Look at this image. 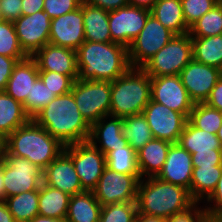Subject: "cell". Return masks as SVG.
Listing matches in <instances>:
<instances>
[{
	"mask_svg": "<svg viewBox=\"0 0 222 222\" xmlns=\"http://www.w3.org/2000/svg\"><path fill=\"white\" fill-rule=\"evenodd\" d=\"M31 119L64 146L89 140L91 125L78 110L71 91L56 96Z\"/></svg>",
	"mask_w": 222,
	"mask_h": 222,
	"instance_id": "obj_1",
	"label": "cell"
},
{
	"mask_svg": "<svg viewBox=\"0 0 222 222\" xmlns=\"http://www.w3.org/2000/svg\"><path fill=\"white\" fill-rule=\"evenodd\" d=\"M76 58L77 80L114 81L131 67L128 48L114 42L84 41Z\"/></svg>",
	"mask_w": 222,
	"mask_h": 222,
	"instance_id": "obj_2",
	"label": "cell"
},
{
	"mask_svg": "<svg viewBox=\"0 0 222 222\" xmlns=\"http://www.w3.org/2000/svg\"><path fill=\"white\" fill-rule=\"evenodd\" d=\"M136 203L137 214L168 219L187 211L196 202L188 189L157 177H148L139 181Z\"/></svg>",
	"mask_w": 222,
	"mask_h": 222,
	"instance_id": "obj_3",
	"label": "cell"
},
{
	"mask_svg": "<svg viewBox=\"0 0 222 222\" xmlns=\"http://www.w3.org/2000/svg\"><path fill=\"white\" fill-rule=\"evenodd\" d=\"M64 145L32 119L7 136V152L28 159L44 170L62 151Z\"/></svg>",
	"mask_w": 222,
	"mask_h": 222,
	"instance_id": "obj_4",
	"label": "cell"
},
{
	"mask_svg": "<svg viewBox=\"0 0 222 222\" xmlns=\"http://www.w3.org/2000/svg\"><path fill=\"white\" fill-rule=\"evenodd\" d=\"M151 100V77L141 67H130L111 81V116L141 114Z\"/></svg>",
	"mask_w": 222,
	"mask_h": 222,
	"instance_id": "obj_5",
	"label": "cell"
},
{
	"mask_svg": "<svg viewBox=\"0 0 222 222\" xmlns=\"http://www.w3.org/2000/svg\"><path fill=\"white\" fill-rule=\"evenodd\" d=\"M192 59L191 36L186 33L175 35L141 68L150 77L179 75Z\"/></svg>",
	"mask_w": 222,
	"mask_h": 222,
	"instance_id": "obj_6",
	"label": "cell"
},
{
	"mask_svg": "<svg viewBox=\"0 0 222 222\" xmlns=\"http://www.w3.org/2000/svg\"><path fill=\"white\" fill-rule=\"evenodd\" d=\"M71 92L78 110L90 125L110 114L111 81L76 80Z\"/></svg>",
	"mask_w": 222,
	"mask_h": 222,
	"instance_id": "obj_7",
	"label": "cell"
},
{
	"mask_svg": "<svg viewBox=\"0 0 222 222\" xmlns=\"http://www.w3.org/2000/svg\"><path fill=\"white\" fill-rule=\"evenodd\" d=\"M3 180L5 195L11 197L21 192L39 190L43 183V170L28 159L5 153Z\"/></svg>",
	"mask_w": 222,
	"mask_h": 222,
	"instance_id": "obj_8",
	"label": "cell"
},
{
	"mask_svg": "<svg viewBox=\"0 0 222 222\" xmlns=\"http://www.w3.org/2000/svg\"><path fill=\"white\" fill-rule=\"evenodd\" d=\"M174 36L173 32L150 14L145 26L128 47L131 67H142Z\"/></svg>",
	"mask_w": 222,
	"mask_h": 222,
	"instance_id": "obj_9",
	"label": "cell"
},
{
	"mask_svg": "<svg viewBox=\"0 0 222 222\" xmlns=\"http://www.w3.org/2000/svg\"><path fill=\"white\" fill-rule=\"evenodd\" d=\"M64 151L72 159L82 188L92 191L106 166V156L90 141L66 145Z\"/></svg>",
	"mask_w": 222,
	"mask_h": 222,
	"instance_id": "obj_10",
	"label": "cell"
},
{
	"mask_svg": "<svg viewBox=\"0 0 222 222\" xmlns=\"http://www.w3.org/2000/svg\"><path fill=\"white\" fill-rule=\"evenodd\" d=\"M141 175L120 174L105 166L92 190L102 206L119 202H136Z\"/></svg>",
	"mask_w": 222,
	"mask_h": 222,
	"instance_id": "obj_11",
	"label": "cell"
},
{
	"mask_svg": "<svg viewBox=\"0 0 222 222\" xmlns=\"http://www.w3.org/2000/svg\"><path fill=\"white\" fill-rule=\"evenodd\" d=\"M150 10L127 5L109 11L108 23L112 42L129 47L146 24Z\"/></svg>",
	"mask_w": 222,
	"mask_h": 222,
	"instance_id": "obj_12",
	"label": "cell"
},
{
	"mask_svg": "<svg viewBox=\"0 0 222 222\" xmlns=\"http://www.w3.org/2000/svg\"><path fill=\"white\" fill-rule=\"evenodd\" d=\"M142 114L149 124L153 137L170 143L178 142L180 134L188 121L184 114L171 110L152 99L146 105Z\"/></svg>",
	"mask_w": 222,
	"mask_h": 222,
	"instance_id": "obj_13",
	"label": "cell"
},
{
	"mask_svg": "<svg viewBox=\"0 0 222 222\" xmlns=\"http://www.w3.org/2000/svg\"><path fill=\"white\" fill-rule=\"evenodd\" d=\"M50 23L44 11L22 15L13 22L19 43L29 57L49 43Z\"/></svg>",
	"mask_w": 222,
	"mask_h": 222,
	"instance_id": "obj_14",
	"label": "cell"
},
{
	"mask_svg": "<svg viewBox=\"0 0 222 222\" xmlns=\"http://www.w3.org/2000/svg\"><path fill=\"white\" fill-rule=\"evenodd\" d=\"M151 99L187 118L194 106L179 75L151 77Z\"/></svg>",
	"mask_w": 222,
	"mask_h": 222,
	"instance_id": "obj_15",
	"label": "cell"
},
{
	"mask_svg": "<svg viewBox=\"0 0 222 222\" xmlns=\"http://www.w3.org/2000/svg\"><path fill=\"white\" fill-rule=\"evenodd\" d=\"M179 76L194 104L205 103L213 87L222 77V70L192 59Z\"/></svg>",
	"mask_w": 222,
	"mask_h": 222,
	"instance_id": "obj_16",
	"label": "cell"
},
{
	"mask_svg": "<svg viewBox=\"0 0 222 222\" xmlns=\"http://www.w3.org/2000/svg\"><path fill=\"white\" fill-rule=\"evenodd\" d=\"M84 41L83 2L74 11L51 20L49 43L76 51Z\"/></svg>",
	"mask_w": 222,
	"mask_h": 222,
	"instance_id": "obj_17",
	"label": "cell"
},
{
	"mask_svg": "<svg viewBox=\"0 0 222 222\" xmlns=\"http://www.w3.org/2000/svg\"><path fill=\"white\" fill-rule=\"evenodd\" d=\"M43 183L70 196L85 192L72 159L62 151L44 170Z\"/></svg>",
	"mask_w": 222,
	"mask_h": 222,
	"instance_id": "obj_18",
	"label": "cell"
},
{
	"mask_svg": "<svg viewBox=\"0 0 222 222\" xmlns=\"http://www.w3.org/2000/svg\"><path fill=\"white\" fill-rule=\"evenodd\" d=\"M32 58L36 61L39 71H54L77 80L76 51L70 48L46 44Z\"/></svg>",
	"mask_w": 222,
	"mask_h": 222,
	"instance_id": "obj_19",
	"label": "cell"
},
{
	"mask_svg": "<svg viewBox=\"0 0 222 222\" xmlns=\"http://www.w3.org/2000/svg\"><path fill=\"white\" fill-rule=\"evenodd\" d=\"M192 171L191 154L178 143H172L166 161L156 177L162 181L186 188L190 193Z\"/></svg>",
	"mask_w": 222,
	"mask_h": 222,
	"instance_id": "obj_20",
	"label": "cell"
},
{
	"mask_svg": "<svg viewBox=\"0 0 222 222\" xmlns=\"http://www.w3.org/2000/svg\"><path fill=\"white\" fill-rule=\"evenodd\" d=\"M123 118L106 115L91 125L89 140L105 156L128 145L122 133ZM98 143V144H97Z\"/></svg>",
	"mask_w": 222,
	"mask_h": 222,
	"instance_id": "obj_21",
	"label": "cell"
},
{
	"mask_svg": "<svg viewBox=\"0 0 222 222\" xmlns=\"http://www.w3.org/2000/svg\"><path fill=\"white\" fill-rule=\"evenodd\" d=\"M38 77L39 69L32 57L18 61L13 68L5 92L23 104Z\"/></svg>",
	"mask_w": 222,
	"mask_h": 222,
	"instance_id": "obj_22",
	"label": "cell"
},
{
	"mask_svg": "<svg viewBox=\"0 0 222 222\" xmlns=\"http://www.w3.org/2000/svg\"><path fill=\"white\" fill-rule=\"evenodd\" d=\"M172 143L153 138L137 152V163L141 178L156 177L167 158Z\"/></svg>",
	"mask_w": 222,
	"mask_h": 222,
	"instance_id": "obj_23",
	"label": "cell"
},
{
	"mask_svg": "<svg viewBox=\"0 0 222 222\" xmlns=\"http://www.w3.org/2000/svg\"><path fill=\"white\" fill-rule=\"evenodd\" d=\"M109 11L83 1V24L85 41L112 42L108 23Z\"/></svg>",
	"mask_w": 222,
	"mask_h": 222,
	"instance_id": "obj_24",
	"label": "cell"
},
{
	"mask_svg": "<svg viewBox=\"0 0 222 222\" xmlns=\"http://www.w3.org/2000/svg\"><path fill=\"white\" fill-rule=\"evenodd\" d=\"M150 13L175 35L189 32L185 23L181 0H157Z\"/></svg>",
	"mask_w": 222,
	"mask_h": 222,
	"instance_id": "obj_25",
	"label": "cell"
},
{
	"mask_svg": "<svg viewBox=\"0 0 222 222\" xmlns=\"http://www.w3.org/2000/svg\"><path fill=\"white\" fill-rule=\"evenodd\" d=\"M101 208L92 191L72 195L66 219L68 222H99Z\"/></svg>",
	"mask_w": 222,
	"mask_h": 222,
	"instance_id": "obj_26",
	"label": "cell"
},
{
	"mask_svg": "<svg viewBox=\"0 0 222 222\" xmlns=\"http://www.w3.org/2000/svg\"><path fill=\"white\" fill-rule=\"evenodd\" d=\"M30 120L31 117L26 113L22 103L5 91L0 92V131L2 133L8 136Z\"/></svg>",
	"mask_w": 222,
	"mask_h": 222,
	"instance_id": "obj_27",
	"label": "cell"
},
{
	"mask_svg": "<svg viewBox=\"0 0 222 222\" xmlns=\"http://www.w3.org/2000/svg\"><path fill=\"white\" fill-rule=\"evenodd\" d=\"M177 143L190 154L212 149L222 150V144L216 134L196 128L189 121L186 122Z\"/></svg>",
	"mask_w": 222,
	"mask_h": 222,
	"instance_id": "obj_28",
	"label": "cell"
},
{
	"mask_svg": "<svg viewBox=\"0 0 222 222\" xmlns=\"http://www.w3.org/2000/svg\"><path fill=\"white\" fill-rule=\"evenodd\" d=\"M222 174V166L193 167L190 196L196 203H203L215 190Z\"/></svg>",
	"mask_w": 222,
	"mask_h": 222,
	"instance_id": "obj_29",
	"label": "cell"
},
{
	"mask_svg": "<svg viewBox=\"0 0 222 222\" xmlns=\"http://www.w3.org/2000/svg\"><path fill=\"white\" fill-rule=\"evenodd\" d=\"M70 195L44 183L39 188V215L66 218Z\"/></svg>",
	"mask_w": 222,
	"mask_h": 222,
	"instance_id": "obj_30",
	"label": "cell"
},
{
	"mask_svg": "<svg viewBox=\"0 0 222 222\" xmlns=\"http://www.w3.org/2000/svg\"><path fill=\"white\" fill-rule=\"evenodd\" d=\"M195 61L222 70V34L208 37H191Z\"/></svg>",
	"mask_w": 222,
	"mask_h": 222,
	"instance_id": "obj_31",
	"label": "cell"
},
{
	"mask_svg": "<svg viewBox=\"0 0 222 222\" xmlns=\"http://www.w3.org/2000/svg\"><path fill=\"white\" fill-rule=\"evenodd\" d=\"M122 133L128 145L138 152L154 137L145 116L141 114L123 118Z\"/></svg>",
	"mask_w": 222,
	"mask_h": 222,
	"instance_id": "obj_32",
	"label": "cell"
},
{
	"mask_svg": "<svg viewBox=\"0 0 222 222\" xmlns=\"http://www.w3.org/2000/svg\"><path fill=\"white\" fill-rule=\"evenodd\" d=\"M4 201L16 222H29L39 215V190L21 192Z\"/></svg>",
	"mask_w": 222,
	"mask_h": 222,
	"instance_id": "obj_33",
	"label": "cell"
},
{
	"mask_svg": "<svg viewBox=\"0 0 222 222\" xmlns=\"http://www.w3.org/2000/svg\"><path fill=\"white\" fill-rule=\"evenodd\" d=\"M188 121L196 128L217 134L222 125V112L206 103H195Z\"/></svg>",
	"mask_w": 222,
	"mask_h": 222,
	"instance_id": "obj_34",
	"label": "cell"
},
{
	"mask_svg": "<svg viewBox=\"0 0 222 222\" xmlns=\"http://www.w3.org/2000/svg\"><path fill=\"white\" fill-rule=\"evenodd\" d=\"M191 37H208L222 34V3L216 4L189 27Z\"/></svg>",
	"mask_w": 222,
	"mask_h": 222,
	"instance_id": "obj_35",
	"label": "cell"
},
{
	"mask_svg": "<svg viewBox=\"0 0 222 222\" xmlns=\"http://www.w3.org/2000/svg\"><path fill=\"white\" fill-rule=\"evenodd\" d=\"M106 166L120 174L140 175L137 152L129 145L112 150L106 156Z\"/></svg>",
	"mask_w": 222,
	"mask_h": 222,
	"instance_id": "obj_36",
	"label": "cell"
},
{
	"mask_svg": "<svg viewBox=\"0 0 222 222\" xmlns=\"http://www.w3.org/2000/svg\"><path fill=\"white\" fill-rule=\"evenodd\" d=\"M0 55L16 58L22 61L29 57L22 49L13 22L0 23Z\"/></svg>",
	"mask_w": 222,
	"mask_h": 222,
	"instance_id": "obj_37",
	"label": "cell"
},
{
	"mask_svg": "<svg viewBox=\"0 0 222 222\" xmlns=\"http://www.w3.org/2000/svg\"><path fill=\"white\" fill-rule=\"evenodd\" d=\"M136 202H119L102 206L99 222H135Z\"/></svg>",
	"mask_w": 222,
	"mask_h": 222,
	"instance_id": "obj_38",
	"label": "cell"
},
{
	"mask_svg": "<svg viewBox=\"0 0 222 222\" xmlns=\"http://www.w3.org/2000/svg\"><path fill=\"white\" fill-rule=\"evenodd\" d=\"M55 97V93L51 92L41 78L38 77L32 86L30 95L27 96L26 101L23 103V107L26 113L32 118Z\"/></svg>",
	"mask_w": 222,
	"mask_h": 222,
	"instance_id": "obj_39",
	"label": "cell"
},
{
	"mask_svg": "<svg viewBox=\"0 0 222 222\" xmlns=\"http://www.w3.org/2000/svg\"><path fill=\"white\" fill-rule=\"evenodd\" d=\"M185 23L190 27L217 3L215 0H181Z\"/></svg>",
	"mask_w": 222,
	"mask_h": 222,
	"instance_id": "obj_40",
	"label": "cell"
},
{
	"mask_svg": "<svg viewBox=\"0 0 222 222\" xmlns=\"http://www.w3.org/2000/svg\"><path fill=\"white\" fill-rule=\"evenodd\" d=\"M39 77L56 96L70 92L74 83L69 76L54 71H39Z\"/></svg>",
	"mask_w": 222,
	"mask_h": 222,
	"instance_id": "obj_41",
	"label": "cell"
},
{
	"mask_svg": "<svg viewBox=\"0 0 222 222\" xmlns=\"http://www.w3.org/2000/svg\"><path fill=\"white\" fill-rule=\"evenodd\" d=\"M203 203L209 222H222V174L215 190Z\"/></svg>",
	"mask_w": 222,
	"mask_h": 222,
	"instance_id": "obj_42",
	"label": "cell"
},
{
	"mask_svg": "<svg viewBox=\"0 0 222 222\" xmlns=\"http://www.w3.org/2000/svg\"><path fill=\"white\" fill-rule=\"evenodd\" d=\"M83 1L84 0H44L43 11L52 20L79 8Z\"/></svg>",
	"mask_w": 222,
	"mask_h": 222,
	"instance_id": "obj_43",
	"label": "cell"
},
{
	"mask_svg": "<svg viewBox=\"0 0 222 222\" xmlns=\"http://www.w3.org/2000/svg\"><path fill=\"white\" fill-rule=\"evenodd\" d=\"M199 205L195 203L187 211L169 217L166 222H209L204 206Z\"/></svg>",
	"mask_w": 222,
	"mask_h": 222,
	"instance_id": "obj_44",
	"label": "cell"
},
{
	"mask_svg": "<svg viewBox=\"0 0 222 222\" xmlns=\"http://www.w3.org/2000/svg\"><path fill=\"white\" fill-rule=\"evenodd\" d=\"M193 167L222 166V150H210L191 154Z\"/></svg>",
	"mask_w": 222,
	"mask_h": 222,
	"instance_id": "obj_45",
	"label": "cell"
},
{
	"mask_svg": "<svg viewBox=\"0 0 222 222\" xmlns=\"http://www.w3.org/2000/svg\"><path fill=\"white\" fill-rule=\"evenodd\" d=\"M0 7L7 21L14 22L22 16V0H0Z\"/></svg>",
	"mask_w": 222,
	"mask_h": 222,
	"instance_id": "obj_46",
	"label": "cell"
},
{
	"mask_svg": "<svg viewBox=\"0 0 222 222\" xmlns=\"http://www.w3.org/2000/svg\"><path fill=\"white\" fill-rule=\"evenodd\" d=\"M17 63L16 58L0 55V92L5 91L13 68Z\"/></svg>",
	"mask_w": 222,
	"mask_h": 222,
	"instance_id": "obj_47",
	"label": "cell"
},
{
	"mask_svg": "<svg viewBox=\"0 0 222 222\" xmlns=\"http://www.w3.org/2000/svg\"><path fill=\"white\" fill-rule=\"evenodd\" d=\"M205 103L220 112H222V77L218 80V82L213 87L209 98L205 101Z\"/></svg>",
	"mask_w": 222,
	"mask_h": 222,
	"instance_id": "obj_48",
	"label": "cell"
},
{
	"mask_svg": "<svg viewBox=\"0 0 222 222\" xmlns=\"http://www.w3.org/2000/svg\"><path fill=\"white\" fill-rule=\"evenodd\" d=\"M88 4L97 6L106 11L117 10L129 5L128 0H85Z\"/></svg>",
	"mask_w": 222,
	"mask_h": 222,
	"instance_id": "obj_49",
	"label": "cell"
},
{
	"mask_svg": "<svg viewBox=\"0 0 222 222\" xmlns=\"http://www.w3.org/2000/svg\"><path fill=\"white\" fill-rule=\"evenodd\" d=\"M44 0H22V15H31L43 11Z\"/></svg>",
	"mask_w": 222,
	"mask_h": 222,
	"instance_id": "obj_50",
	"label": "cell"
},
{
	"mask_svg": "<svg viewBox=\"0 0 222 222\" xmlns=\"http://www.w3.org/2000/svg\"><path fill=\"white\" fill-rule=\"evenodd\" d=\"M0 222H16L5 201H0Z\"/></svg>",
	"mask_w": 222,
	"mask_h": 222,
	"instance_id": "obj_51",
	"label": "cell"
},
{
	"mask_svg": "<svg viewBox=\"0 0 222 222\" xmlns=\"http://www.w3.org/2000/svg\"><path fill=\"white\" fill-rule=\"evenodd\" d=\"M157 0H128L129 5L151 9Z\"/></svg>",
	"mask_w": 222,
	"mask_h": 222,
	"instance_id": "obj_52",
	"label": "cell"
},
{
	"mask_svg": "<svg viewBox=\"0 0 222 222\" xmlns=\"http://www.w3.org/2000/svg\"><path fill=\"white\" fill-rule=\"evenodd\" d=\"M135 222H166V219L156 216L137 214Z\"/></svg>",
	"mask_w": 222,
	"mask_h": 222,
	"instance_id": "obj_53",
	"label": "cell"
},
{
	"mask_svg": "<svg viewBox=\"0 0 222 222\" xmlns=\"http://www.w3.org/2000/svg\"><path fill=\"white\" fill-rule=\"evenodd\" d=\"M29 222H68V221L66 218H52V217L36 215Z\"/></svg>",
	"mask_w": 222,
	"mask_h": 222,
	"instance_id": "obj_54",
	"label": "cell"
},
{
	"mask_svg": "<svg viewBox=\"0 0 222 222\" xmlns=\"http://www.w3.org/2000/svg\"><path fill=\"white\" fill-rule=\"evenodd\" d=\"M7 152V136L0 131V161L4 158Z\"/></svg>",
	"mask_w": 222,
	"mask_h": 222,
	"instance_id": "obj_55",
	"label": "cell"
},
{
	"mask_svg": "<svg viewBox=\"0 0 222 222\" xmlns=\"http://www.w3.org/2000/svg\"><path fill=\"white\" fill-rule=\"evenodd\" d=\"M3 180V160L0 161V201H4L6 199L5 195V186Z\"/></svg>",
	"mask_w": 222,
	"mask_h": 222,
	"instance_id": "obj_56",
	"label": "cell"
},
{
	"mask_svg": "<svg viewBox=\"0 0 222 222\" xmlns=\"http://www.w3.org/2000/svg\"><path fill=\"white\" fill-rule=\"evenodd\" d=\"M217 137L218 139L220 140L221 144H222V125L221 127L218 129V132H217Z\"/></svg>",
	"mask_w": 222,
	"mask_h": 222,
	"instance_id": "obj_57",
	"label": "cell"
},
{
	"mask_svg": "<svg viewBox=\"0 0 222 222\" xmlns=\"http://www.w3.org/2000/svg\"><path fill=\"white\" fill-rule=\"evenodd\" d=\"M5 21L4 17H3V14H2V11H1V7H0V23Z\"/></svg>",
	"mask_w": 222,
	"mask_h": 222,
	"instance_id": "obj_58",
	"label": "cell"
},
{
	"mask_svg": "<svg viewBox=\"0 0 222 222\" xmlns=\"http://www.w3.org/2000/svg\"><path fill=\"white\" fill-rule=\"evenodd\" d=\"M215 1H217V3H222V0H215Z\"/></svg>",
	"mask_w": 222,
	"mask_h": 222,
	"instance_id": "obj_59",
	"label": "cell"
}]
</instances>
